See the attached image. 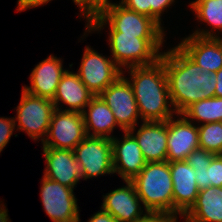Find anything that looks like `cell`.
I'll use <instances>...</instances> for the list:
<instances>
[{"label":"cell","instance_id":"6da1fadb","mask_svg":"<svg viewBox=\"0 0 222 222\" xmlns=\"http://www.w3.org/2000/svg\"><path fill=\"white\" fill-rule=\"evenodd\" d=\"M172 106L182 113L192 103L214 97L215 74L204 71L178 45L163 52Z\"/></svg>","mask_w":222,"mask_h":222},{"label":"cell","instance_id":"7a4b0ae2","mask_svg":"<svg viewBox=\"0 0 222 222\" xmlns=\"http://www.w3.org/2000/svg\"><path fill=\"white\" fill-rule=\"evenodd\" d=\"M141 121H167L176 115L169 94L163 53L155 63L126 68Z\"/></svg>","mask_w":222,"mask_h":222},{"label":"cell","instance_id":"3957f363","mask_svg":"<svg viewBox=\"0 0 222 222\" xmlns=\"http://www.w3.org/2000/svg\"><path fill=\"white\" fill-rule=\"evenodd\" d=\"M86 22L83 36L92 31H102L106 25L109 27V32H121L122 35L138 38H165L166 36L164 27H161L155 20L128 9L120 2L104 7Z\"/></svg>","mask_w":222,"mask_h":222},{"label":"cell","instance_id":"277c9868","mask_svg":"<svg viewBox=\"0 0 222 222\" xmlns=\"http://www.w3.org/2000/svg\"><path fill=\"white\" fill-rule=\"evenodd\" d=\"M131 181L147 212L174 216L170 162L146 163L141 172Z\"/></svg>","mask_w":222,"mask_h":222},{"label":"cell","instance_id":"5b68a950","mask_svg":"<svg viewBox=\"0 0 222 222\" xmlns=\"http://www.w3.org/2000/svg\"><path fill=\"white\" fill-rule=\"evenodd\" d=\"M108 38L110 56L121 70L155 63L163 53L165 41V38H138L121 32H109Z\"/></svg>","mask_w":222,"mask_h":222},{"label":"cell","instance_id":"8992f818","mask_svg":"<svg viewBox=\"0 0 222 222\" xmlns=\"http://www.w3.org/2000/svg\"><path fill=\"white\" fill-rule=\"evenodd\" d=\"M20 103L15 107L17 131H25L34 141L47 137L51 116L55 110L52 100L34 96L22 89Z\"/></svg>","mask_w":222,"mask_h":222},{"label":"cell","instance_id":"52a82bcc","mask_svg":"<svg viewBox=\"0 0 222 222\" xmlns=\"http://www.w3.org/2000/svg\"><path fill=\"white\" fill-rule=\"evenodd\" d=\"M73 152L81 167L82 180L114 174L110 138L86 136Z\"/></svg>","mask_w":222,"mask_h":222},{"label":"cell","instance_id":"ba28073f","mask_svg":"<svg viewBox=\"0 0 222 222\" xmlns=\"http://www.w3.org/2000/svg\"><path fill=\"white\" fill-rule=\"evenodd\" d=\"M124 72L99 95L113 111L118 127L123 132L139 125L138 119H141L133 89Z\"/></svg>","mask_w":222,"mask_h":222},{"label":"cell","instance_id":"9c48e42d","mask_svg":"<svg viewBox=\"0 0 222 222\" xmlns=\"http://www.w3.org/2000/svg\"><path fill=\"white\" fill-rule=\"evenodd\" d=\"M122 71L112 57H106L91 46H86L76 73L85 86L97 96L122 75Z\"/></svg>","mask_w":222,"mask_h":222},{"label":"cell","instance_id":"30bf717a","mask_svg":"<svg viewBox=\"0 0 222 222\" xmlns=\"http://www.w3.org/2000/svg\"><path fill=\"white\" fill-rule=\"evenodd\" d=\"M40 198L43 209L53 222H80L74 189L43 176Z\"/></svg>","mask_w":222,"mask_h":222},{"label":"cell","instance_id":"8fae6325","mask_svg":"<svg viewBox=\"0 0 222 222\" xmlns=\"http://www.w3.org/2000/svg\"><path fill=\"white\" fill-rule=\"evenodd\" d=\"M86 136L82 113L55 109L42 148L74 150Z\"/></svg>","mask_w":222,"mask_h":222},{"label":"cell","instance_id":"7c38bea8","mask_svg":"<svg viewBox=\"0 0 222 222\" xmlns=\"http://www.w3.org/2000/svg\"><path fill=\"white\" fill-rule=\"evenodd\" d=\"M197 148H200L198 125L188 120L182 113L169 118L167 161H186L189 154Z\"/></svg>","mask_w":222,"mask_h":222},{"label":"cell","instance_id":"4fadbf2b","mask_svg":"<svg viewBox=\"0 0 222 222\" xmlns=\"http://www.w3.org/2000/svg\"><path fill=\"white\" fill-rule=\"evenodd\" d=\"M124 182L125 186L102 196L101 208L110 213L118 222H136L144 218L149 212L141 207L142 201L137 195L133 182L127 180Z\"/></svg>","mask_w":222,"mask_h":222},{"label":"cell","instance_id":"5bb4252c","mask_svg":"<svg viewBox=\"0 0 222 222\" xmlns=\"http://www.w3.org/2000/svg\"><path fill=\"white\" fill-rule=\"evenodd\" d=\"M123 135L122 138L118 139L114 136L111 139L113 171L123 181H131L141 172L147 162L135 137L129 131H124Z\"/></svg>","mask_w":222,"mask_h":222},{"label":"cell","instance_id":"9a60e30c","mask_svg":"<svg viewBox=\"0 0 222 222\" xmlns=\"http://www.w3.org/2000/svg\"><path fill=\"white\" fill-rule=\"evenodd\" d=\"M173 182L174 216L183 217L194 205L199 193L195 170L187 161L170 162Z\"/></svg>","mask_w":222,"mask_h":222},{"label":"cell","instance_id":"2e32d148","mask_svg":"<svg viewBox=\"0 0 222 222\" xmlns=\"http://www.w3.org/2000/svg\"><path fill=\"white\" fill-rule=\"evenodd\" d=\"M139 127L129 132L135 137L146 162L167 161L168 120L143 121Z\"/></svg>","mask_w":222,"mask_h":222},{"label":"cell","instance_id":"e0dca14e","mask_svg":"<svg viewBox=\"0 0 222 222\" xmlns=\"http://www.w3.org/2000/svg\"><path fill=\"white\" fill-rule=\"evenodd\" d=\"M45 159L44 175L61 185L75 189L82 180L81 167L76 161L73 150L43 148Z\"/></svg>","mask_w":222,"mask_h":222},{"label":"cell","instance_id":"ac0fdd59","mask_svg":"<svg viewBox=\"0 0 222 222\" xmlns=\"http://www.w3.org/2000/svg\"><path fill=\"white\" fill-rule=\"evenodd\" d=\"M177 45L204 71L215 74L222 68V36L213 38L189 34Z\"/></svg>","mask_w":222,"mask_h":222},{"label":"cell","instance_id":"d6986e66","mask_svg":"<svg viewBox=\"0 0 222 222\" xmlns=\"http://www.w3.org/2000/svg\"><path fill=\"white\" fill-rule=\"evenodd\" d=\"M63 61L54 55L42 60L30 74V86H22V89L31 95L53 100L59 81L67 71L63 68Z\"/></svg>","mask_w":222,"mask_h":222},{"label":"cell","instance_id":"ffe728a7","mask_svg":"<svg viewBox=\"0 0 222 222\" xmlns=\"http://www.w3.org/2000/svg\"><path fill=\"white\" fill-rule=\"evenodd\" d=\"M94 96L95 95L80 80L77 73L67 70L59 81L52 102L54 103L55 109L83 113L85 107ZM62 103L68 107L62 109Z\"/></svg>","mask_w":222,"mask_h":222},{"label":"cell","instance_id":"44dd1931","mask_svg":"<svg viewBox=\"0 0 222 222\" xmlns=\"http://www.w3.org/2000/svg\"><path fill=\"white\" fill-rule=\"evenodd\" d=\"M87 136L106 137L112 139L113 130L118 126L113 111L99 96H94L83 111ZM91 130L93 131L91 133Z\"/></svg>","mask_w":222,"mask_h":222},{"label":"cell","instance_id":"7402d4cb","mask_svg":"<svg viewBox=\"0 0 222 222\" xmlns=\"http://www.w3.org/2000/svg\"><path fill=\"white\" fill-rule=\"evenodd\" d=\"M183 218L185 222H222V187L200 189L196 202Z\"/></svg>","mask_w":222,"mask_h":222},{"label":"cell","instance_id":"603a6c76","mask_svg":"<svg viewBox=\"0 0 222 222\" xmlns=\"http://www.w3.org/2000/svg\"><path fill=\"white\" fill-rule=\"evenodd\" d=\"M189 7L199 22H204L212 28H199L193 31L192 35L219 38V34L222 33V0H195L189 4Z\"/></svg>","mask_w":222,"mask_h":222},{"label":"cell","instance_id":"cb8c5ba5","mask_svg":"<svg viewBox=\"0 0 222 222\" xmlns=\"http://www.w3.org/2000/svg\"><path fill=\"white\" fill-rule=\"evenodd\" d=\"M182 114L191 122L202 125L211 122H222V97L203 99L192 103ZM200 123V124H199Z\"/></svg>","mask_w":222,"mask_h":222},{"label":"cell","instance_id":"d4e9b609","mask_svg":"<svg viewBox=\"0 0 222 222\" xmlns=\"http://www.w3.org/2000/svg\"><path fill=\"white\" fill-rule=\"evenodd\" d=\"M200 148L215 155H222V122L198 125Z\"/></svg>","mask_w":222,"mask_h":222},{"label":"cell","instance_id":"484cf974","mask_svg":"<svg viewBox=\"0 0 222 222\" xmlns=\"http://www.w3.org/2000/svg\"><path fill=\"white\" fill-rule=\"evenodd\" d=\"M199 189L206 187H222V155H216L210 166L193 167Z\"/></svg>","mask_w":222,"mask_h":222},{"label":"cell","instance_id":"4316f807","mask_svg":"<svg viewBox=\"0 0 222 222\" xmlns=\"http://www.w3.org/2000/svg\"><path fill=\"white\" fill-rule=\"evenodd\" d=\"M80 14L78 17L85 18L87 21L94 14L99 13L104 7L111 5L113 2L110 0H74Z\"/></svg>","mask_w":222,"mask_h":222},{"label":"cell","instance_id":"83f0119b","mask_svg":"<svg viewBox=\"0 0 222 222\" xmlns=\"http://www.w3.org/2000/svg\"><path fill=\"white\" fill-rule=\"evenodd\" d=\"M216 155L202 148L192 151L186 158L187 163L192 167L210 166L211 160Z\"/></svg>","mask_w":222,"mask_h":222},{"label":"cell","instance_id":"f1b7e54d","mask_svg":"<svg viewBox=\"0 0 222 222\" xmlns=\"http://www.w3.org/2000/svg\"><path fill=\"white\" fill-rule=\"evenodd\" d=\"M14 117H0V153L10 141L13 132L16 130Z\"/></svg>","mask_w":222,"mask_h":222},{"label":"cell","instance_id":"f546056e","mask_svg":"<svg viewBox=\"0 0 222 222\" xmlns=\"http://www.w3.org/2000/svg\"><path fill=\"white\" fill-rule=\"evenodd\" d=\"M175 0H151V18L162 27V14L174 4Z\"/></svg>","mask_w":222,"mask_h":222},{"label":"cell","instance_id":"4dcf8cb0","mask_svg":"<svg viewBox=\"0 0 222 222\" xmlns=\"http://www.w3.org/2000/svg\"><path fill=\"white\" fill-rule=\"evenodd\" d=\"M120 3L130 10L151 18V0H121Z\"/></svg>","mask_w":222,"mask_h":222},{"label":"cell","instance_id":"1f68e13d","mask_svg":"<svg viewBox=\"0 0 222 222\" xmlns=\"http://www.w3.org/2000/svg\"><path fill=\"white\" fill-rule=\"evenodd\" d=\"M178 217L164 213H148L144 218L136 222H177Z\"/></svg>","mask_w":222,"mask_h":222},{"label":"cell","instance_id":"d6a6232c","mask_svg":"<svg viewBox=\"0 0 222 222\" xmlns=\"http://www.w3.org/2000/svg\"><path fill=\"white\" fill-rule=\"evenodd\" d=\"M50 1L52 0H18L17 11L22 12L30 8L32 9L42 5L44 6V4H47Z\"/></svg>","mask_w":222,"mask_h":222},{"label":"cell","instance_id":"836d02e7","mask_svg":"<svg viewBox=\"0 0 222 222\" xmlns=\"http://www.w3.org/2000/svg\"><path fill=\"white\" fill-rule=\"evenodd\" d=\"M101 210L91 216L88 222H118L110 213Z\"/></svg>","mask_w":222,"mask_h":222},{"label":"cell","instance_id":"e575fe53","mask_svg":"<svg viewBox=\"0 0 222 222\" xmlns=\"http://www.w3.org/2000/svg\"><path fill=\"white\" fill-rule=\"evenodd\" d=\"M216 89L214 92L215 97H222V68L215 73Z\"/></svg>","mask_w":222,"mask_h":222}]
</instances>
